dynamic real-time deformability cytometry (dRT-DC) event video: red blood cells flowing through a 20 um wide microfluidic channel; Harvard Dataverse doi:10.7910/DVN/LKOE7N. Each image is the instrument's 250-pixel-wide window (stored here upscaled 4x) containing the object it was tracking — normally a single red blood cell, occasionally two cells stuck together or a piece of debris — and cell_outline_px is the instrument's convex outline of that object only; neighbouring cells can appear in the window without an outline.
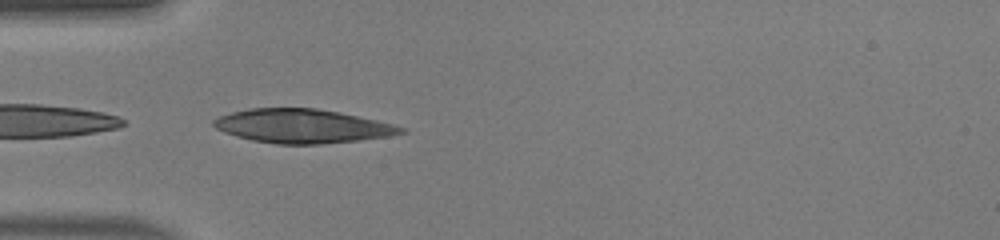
{"species": "human", "species_latin": "Homo sapiens", "temperature_condition": "warm", "stored_images_in_passage": 35, "camera_frame_rate_fps": 3000, "um_per_image_px": 0.085, "donor": {"sex": "male"}, "frame": {"image": 1, "passage_image": 2, "time_ms": 0.333, "image_size_px": [1000, 240], "cell_outline_px": [[408, 132], [388, 136], [360, 140], [320, 144], [276, 144], [252, 140], [236, 136], [224, 132], [216, 128], [212, 124], [212, 120], [220, 116], [232, 112], [248, 108], [316, 108], [340, 112], [376, 120], [392, 124], [404, 128]], "centroid_in_image_um": [25.68, 10.72], "position_along_channel_um": 59.3, "area_um2": 36.93}}
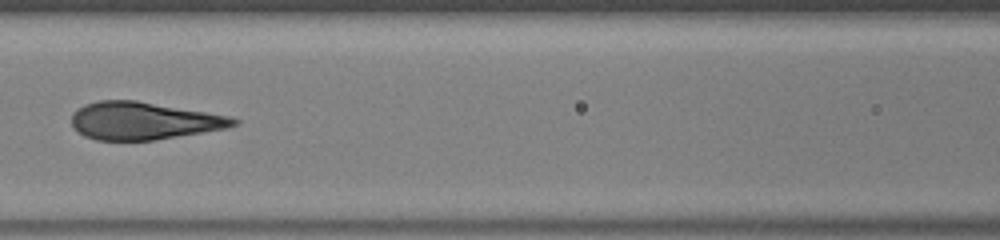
{"frame": {"image": 2, "passage_image": 9, "time_ms": 2.667, "image_size_px": [1000, 240], "cell_outline_px": [[240, 124], [228, 128], [152, 140], [96, 140], [84, 136], [72, 124], [72, 112], [84, 104], [100, 100], [136, 100], [228, 116], [240, 120]], "centroid_in_image_um": [12.2, 10.26], "position_along_channel_um": 154.4, "area_um2": 35.2}}
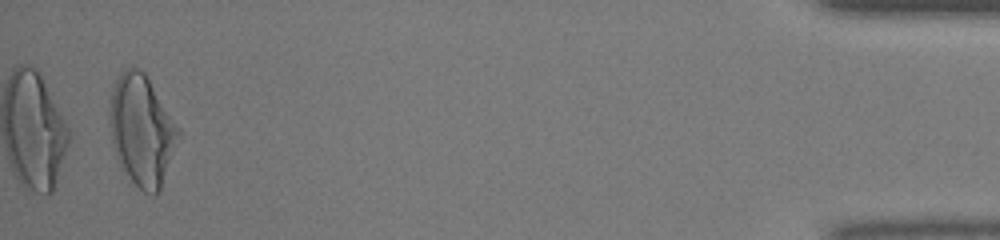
{"frame": {"image": 3, "passage_image": 34, "time_ms": 11.0, "image_size_px": [1000, 240], "cell_outline_px": [[184, 132], [160, 192], [156, 196], [152, 196], [144, 192], [120, 168], [112, 144], [108, 124], [108, 112], [112, 92], [116, 80], [124, 68], [136, 68], [144, 72]], "centroid_in_image_um": [12.1, 11.12], "position_along_channel_um": 423.1, "area_um2": 45.55}, "authors_computed_cell_mechanics": {"area_um2": 37.3388, "velocity_mm_per_s": 4.22, "shape_relaxation_time_tau1_ms": 4.6205, "shape_relaxation_time_tau2_ms": null, "deformation_change_tau1": 0.2324, "deformation_change_tau2": null}}